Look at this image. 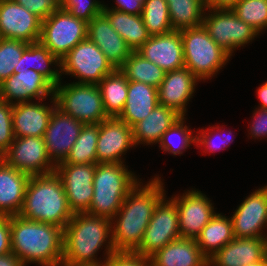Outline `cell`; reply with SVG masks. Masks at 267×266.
Listing matches in <instances>:
<instances>
[{"instance_id":"cell-1","label":"cell","mask_w":267,"mask_h":266,"mask_svg":"<svg viewBox=\"0 0 267 266\" xmlns=\"http://www.w3.org/2000/svg\"><path fill=\"white\" fill-rule=\"evenodd\" d=\"M141 180L129 191L111 220L112 242L116 252H135L142 242L155 207L165 197L161 178L147 184ZM115 221H114V220Z\"/></svg>"},{"instance_id":"cell-2","label":"cell","mask_w":267,"mask_h":266,"mask_svg":"<svg viewBox=\"0 0 267 266\" xmlns=\"http://www.w3.org/2000/svg\"><path fill=\"white\" fill-rule=\"evenodd\" d=\"M104 244L106 258L99 261L96 253ZM114 253L110 219L87 212L73 214L63 229L62 266H103Z\"/></svg>"},{"instance_id":"cell-3","label":"cell","mask_w":267,"mask_h":266,"mask_svg":"<svg viewBox=\"0 0 267 266\" xmlns=\"http://www.w3.org/2000/svg\"><path fill=\"white\" fill-rule=\"evenodd\" d=\"M10 232L11 252L24 266H62V228L15 215L10 216Z\"/></svg>"},{"instance_id":"cell-4","label":"cell","mask_w":267,"mask_h":266,"mask_svg":"<svg viewBox=\"0 0 267 266\" xmlns=\"http://www.w3.org/2000/svg\"><path fill=\"white\" fill-rule=\"evenodd\" d=\"M19 216L62 229L72 218L61 179L52 172L30 176Z\"/></svg>"},{"instance_id":"cell-5","label":"cell","mask_w":267,"mask_h":266,"mask_svg":"<svg viewBox=\"0 0 267 266\" xmlns=\"http://www.w3.org/2000/svg\"><path fill=\"white\" fill-rule=\"evenodd\" d=\"M138 181L125 164L97 163L93 179V199L87 213L112 220Z\"/></svg>"},{"instance_id":"cell-6","label":"cell","mask_w":267,"mask_h":266,"mask_svg":"<svg viewBox=\"0 0 267 266\" xmlns=\"http://www.w3.org/2000/svg\"><path fill=\"white\" fill-rule=\"evenodd\" d=\"M179 31L185 67L199 80L213 78L230 60V55L216 44L203 25Z\"/></svg>"},{"instance_id":"cell-7","label":"cell","mask_w":267,"mask_h":266,"mask_svg":"<svg viewBox=\"0 0 267 266\" xmlns=\"http://www.w3.org/2000/svg\"><path fill=\"white\" fill-rule=\"evenodd\" d=\"M61 81L55 86L54 96L57 107L65 114L84 125L99 124L109 117L105 113L101 91L96 84L67 83Z\"/></svg>"},{"instance_id":"cell-8","label":"cell","mask_w":267,"mask_h":266,"mask_svg":"<svg viewBox=\"0 0 267 266\" xmlns=\"http://www.w3.org/2000/svg\"><path fill=\"white\" fill-rule=\"evenodd\" d=\"M88 23L61 8L41 23L39 42L61 60L79 42L87 39Z\"/></svg>"},{"instance_id":"cell-9","label":"cell","mask_w":267,"mask_h":266,"mask_svg":"<svg viewBox=\"0 0 267 266\" xmlns=\"http://www.w3.org/2000/svg\"><path fill=\"white\" fill-rule=\"evenodd\" d=\"M60 62L61 74L77 77V83L97 85L115 70L99 47L88 38L79 42Z\"/></svg>"},{"instance_id":"cell-10","label":"cell","mask_w":267,"mask_h":266,"mask_svg":"<svg viewBox=\"0 0 267 266\" xmlns=\"http://www.w3.org/2000/svg\"><path fill=\"white\" fill-rule=\"evenodd\" d=\"M204 14L203 26L210 37L230 56L237 48L255 39L259 33L246 24L231 10V8H207Z\"/></svg>"},{"instance_id":"cell-11","label":"cell","mask_w":267,"mask_h":266,"mask_svg":"<svg viewBox=\"0 0 267 266\" xmlns=\"http://www.w3.org/2000/svg\"><path fill=\"white\" fill-rule=\"evenodd\" d=\"M181 238L176 204L166 196L155 207L140 247L134 252L149 258L170 242Z\"/></svg>"},{"instance_id":"cell-12","label":"cell","mask_w":267,"mask_h":266,"mask_svg":"<svg viewBox=\"0 0 267 266\" xmlns=\"http://www.w3.org/2000/svg\"><path fill=\"white\" fill-rule=\"evenodd\" d=\"M96 164L59 163L55 172L62 181L68 206L73 214L88 212L93 199Z\"/></svg>"},{"instance_id":"cell-13","label":"cell","mask_w":267,"mask_h":266,"mask_svg":"<svg viewBox=\"0 0 267 266\" xmlns=\"http://www.w3.org/2000/svg\"><path fill=\"white\" fill-rule=\"evenodd\" d=\"M3 160L30 176L50 174L56 167L48 157L43 137H15Z\"/></svg>"},{"instance_id":"cell-14","label":"cell","mask_w":267,"mask_h":266,"mask_svg":"<svg viewBox=\"0 0 267 266\" xmlns=\"http://www.w3.org/2000/svg\"><path fill=\"white\" fill-rule=\"evenodd\" d=\"M185 193V194H184ZM170 198L177 206L181 238L195 239L216 214L213 203L200 190H188Z\"/></svg>"},{"instance_id":"cell-15","label":"cell","mask_w":267,"mask_h":266,"mask_svg":"<svg viewBox=\"0 0 267 266\" xmlns=\"http://www.w3.org/2000/svg\"><path fill=\"white\" fill-rule=\"evenodd\" d=\"M55 86L32 69H19L0 84V100L9 104L31 102L54 96ZM14 100V101H13Z\"/></svg>"},{"instance_id":"cell-16","label":"cell","mask_w":267,"mask_h":266,"mask_svg":"<svg viewBox=\"0 0 267 266\" xmlns=\"http://www.w3.org/2000/svg\"><path fill=\"white\" fill-rule=\"evenodd\" d=\"M83 125L57 106L54 108L43 139L48 157L55 166L66 160Z\"/></svg>"},{"instance_id":"cell-17","label":"cell","mask_w":267,"mask_h":266,"mask_svg":"<svg viewBox=\"0 0 267 266\" xmlns=\"http://www.w3.org/2000/svg\"><path fill=\"white\" fill-rule=\"evenodd\" d=\"M42 20L13 0L0 3V38L39 42Z\"/></svg>"},{"instance_id":"cell-18","label":"cell","mask_w":267,"mask_h":266,"mask_svg":"<svg viewBox=\"0 0 267 266\" xmlns=\"http://www.w3.org/2000/svg\"><path fill=\"white\" fill-rule=\"evenodd\" d=\"M134 146L133 129L126 122L109 117L99 123L97 163L124 164L121 156Z\"/></svg>"},{"instance_id":"cell-19","label":"cell","mask_w":267,"mask_h":266,"mask_svg":"<svg viewBox=\"0 0 267 266\" xmlns=\"http://www.w3.org/2000/svg\"><path fill=\"white\" fill-rule=\"evenodd\" d=\"M234 237L259 238L265 237L262 229L267 226V195L261 187L252 192L237 207L230 217Z\"/></svg>"},{"instance_id":"cell-20","label":"cell","mask_w":267,"mask_h":266,"mask_svg":"<svg viewBox=\"0 0 267 266\" xmlns=\"http://www.w3.org/2000/svg\"><path fill=\"white\" fill-rule=\"evenodd\" d=\"M136 52L165 72L185 67L183 43L179 30L150 36Z\"/></svg>"},{"instance_id":"cell-21","label":"cell","mask_w":267,"mask_h":266,"mask_svg":"<svg viewBox=\"0 0 267 266\" xmlns=\"http://www.w3.org/2000/svg\"><path fill=\"white\" fill-rule=\"evenodd\" d=\"M198 81L200 80L186 67L166 72L157 88L159 105L171 108L185 117L187 103L192 98Z\"/></svg>"},{"instance_id":"cell-22","label":"cell","mask_w":267,"mask_h":266,"mask_svg":"<svg viewBox=\"0 0 267 266\" xmlns=\"http://www.w3.org/2000/svg\"><path fill=\"white\" fill-rule=\"evenodd\" d=\"M267 257V238H234L208 259V266H245Z\"/></svg>"},{"instance_id":"cell-23","label":"cell","mask_w":267,"mask_h":266,"mask_svg":"<svg viewBox=\"0 0 267 266\" xmlns=\"http://www.w3.org/2000/svg\"><path fill=\"white\" fill-rule=\"evenodd\" d=\"M43 100L38 103L33 101L13 105L12 124L15 137L44 136L51 114L57 104L55 96L49 99L52 100V106L45 105L42 103Z\"/></svg>"},{"instance_id":"cell-24","label":"cell","mask_w":267,"mask_h":266,"mask_svg":"<svg viewBox=\"0 0 267 266\" xmlns=\"http://www.w3.org/2000/svg\"><path fill=\"white\" fill-rule=\"evenodd\" d=\"M87 38L99 47L115 69L133 52L103 13L88 22Z\"/></svg>"},{"instance_id":"cell-25","label":"cell","mask_w":267,"mask_h":266,"mask_svg":"<svg viewBox=\"0 0 267 266\" xmlns=\"http://www.w3.org/2000/svg\"><path fill=\"white\" fill-rule=\"evenodd\" d=\"M30 175L0 163V215L15 216L22 209Z\"/></svg>"},{"instance_id":"cell-26","label":"cell","mask_w":267,"mask_h":266,"mask_svg":"<svg viewBox=\"0 0 267 266\" xmlns=\"http://www.w3.org/2000/svg\"><path fill=\"white\" fill-rule=\"evenodd\" d=\"M151 266H208L196 239L179 238L149 257Z\"/></svg>"},{"instance_id":"cell-27","label":"cell","mask_w":267,"mask_h":266,"mask_svg":"<svg viewBox=\"0 0 267 266\" xmlns=\"http://www.w3.org/2000/svg\"><path fill=\"white\" fill-rule=\"evenodd\" d=\"M158 104L156 87L142 82L128 81L126 103L117 118L133 127L147 117Z\"/></svg>"},{"instance_id":"cell-28","label":"cell","mask_w":267,"mask_h":266,"mask_svg":"<svg viewBox=\"0 0 267 266\" xmlns=\"http://www.w3.org/2000/svg\"><path fill=\"white\" fill-rule=\"evenodd\" d=\"M181 117L175 110L158 104L147 117L132 127L135 145L159 144L163 134Z\"/></svg>"},{"instance_id":"cell-29","label":"cell","mask_w":267,"mask_h":266,"mask_svg":"<svg viewBox=\"0 0 267 266\" xmlns=\"http://www.w3.org/2000/svg\"><path fill=\"white\" fill-rule=\"evenodd\" d=\"M103 7V14L110 21L115 31L126 41L132 51H137L149 38L141 14L133 15Z\"/></svg>"},{"instance_id":"cell-30","label":"cell","mask_w":267,"mask_h":266,"mask_svg":"<svg viewBox=\"0 0 267 266\" xmlns=\"http://www.w3.org/2000/svg\"><path fill=\"white\" fill-rule=\"evenodd\" d=\"M234 238L231 219L216 213L195 239L201 253L210 259Z\"/></svg>"},{"instance_id":"cell-31","label":"cell","mask_w":267,"mask_h":266,"mask_svg":"<svg viewBox=\"0 0 267 266\" xmlns=\"http://www.w3.org/2000/svg\"><path fill=\"white\" fill-rule=\"evenodd\" d=\"M53 65L59 69L53 68ZM61 62L40 42L29 43L18 62V69H32L46 77L54 86L61 81ZM53 69H51V67Z\"/></svg>"},{"instance_id":"cell-32","label":"cell","mask_w":267,"mask_h":266,"mask_svg":"<svg viewBox=\"0 0 267 266\" xmlns=\"http://www.w3.org/2000/svg\"><path fill=\"white\" fill-rule=\"evenodd\" d=\"M97 85L101 91L105 113L108 117H118L127 99L128 80L125 75L119 69H115Z\"/></svg>"},{"instance_id":"cell-33","label":"cell","mask_w":267,"mask_h":266,"mask_svg":"<svg viewBox=\"0 0 267 266\" xmlns=\"http://www.w3.org/2000/svg\"><path fill=\"white\" fill-rule=\"evenodd\" d=\"M173 30L197 27L203 24L204 0H166Z\"/></svg>"},{"instance_id":"cell-34","label":"cell","mask_w":267,"mask_h":266,"mask_svg":"<svg viewBox=\"0 0 267 266\" xmlns=\"http://www.w3.org/2000/svg\"><path fill=\"white\" fill-rule=\"evenodd\" d=\"M119 70L128 81L142 82L156 88L159 87L166 75L162 68L144 59L136 51L130 54Z\"/></svg>"},{"instance_id":"cell-35","label":"cell","mask_w":267,"mask_h":266,"mask_svg":"<svg viewBox=\"0 0 267 266\" xmlns=\"http://www.w3.org/2000/svg\"><path fill=\"white\" fill-rule=\"evenodd\" d=\"M99 136V124H86L81 128L79 137L71 147L64 162L68 164H97L96 145Z\"/></svg>"},{"instance_id":"cell-36","label":"cell","mask_w":267,"mask_h":266,"mask_svg":"<svg viewBox=\"0 0 267 266\" xmlns=\"http://www.w3.org/2000/svg\"><path fill=\"white\" fill-rule=\"evenodd\" d=\"M141 16L150 36L173 31L166 0H146Z\"/></svg>"},{"instance_id":"cell-37","label":"cell","mask_w":267,"mask_h":266,"mask_svg":"<svg viewBox=\"0 0 267 266\" xmlns=\"http://www.w3.org/2000/svg\"><path fill=\"white\" fill-rule=\"evenodd\" d=\"M231 10L258 33L267 29V0H239Z\"/></svg>"},{"instance_id":"cell-38","label":"cell","mask_w":267,"mask_h":266,"mask_svg":"<svg viewBox=\"0 0 267 266\" xmlns=\"http://www.w3.org/2000/svg\"><path fill=\"white\" fill-rule=\"evenodd\" d=\"M28 44L21 40L0 38V84L19 70L18 62Z\"/></svg>"},{"instance_id":"cell-39","label":"cell","mask_w":267,"mask_h":266,"mask_svg":"<svg viewBox=\"0 0 267 266\" xmlns=\"http://www.w3.org/2000/svg\"><path fill=\"white\" fill-rule=\"evenodd\" d=\"M185 119V117H181L163 134L159 142V147L161 148V150L174 154L176 156L178 154L181 155L187 149V147H190L191 144L196 143V136H192L193 131L190 130L188 126L184 125ZM175 136H177L178 138L180 137V146L175 145L173 140Z\"/></svg>"},{"instance_id":"cell-40","label":"cell","mask_w":267,"mask_h":266,"mask_svg":"<svg viewBox=\"0 0 267 266\" xmlns=\"http://www.w3.org/2000/svg\"><path fill=\"white\" fill-rule=\"evenodd\" d=\"M103 7L104 4L99 0H61L62 10L87 23L102 14Z\"/></svg>"},{"instance_id":"cell-41","label":"cell","mask_w":267,"mask_h":266,"mask_svg":"<svg viewBox=\"0 0 267 266\" xmlns=\"http://www.w3.org/2000/svg\"><path fill=\"white\" fill-rule=\"evenodd\" d=\"M220 129V130H219ZM213 130H218L217 133L218 135H220L218 137L217 133ZM222 128H219V126H213V127H210L209 129H200V131L198 132V135L196 134V143L195 145L198 147H201L203 146L205 148V151L204 152H209V153H214L215 151H220V150H223L225 149V147L229 146L228 144H230L231 142H233L234 140L231 139L230 137V134H232L231 130L229 131V135H221L219 133H222L223 131H221ZM212 131V132H211ZM213 132H214V135H213ZM200 134V135H199ZM215 138H222V139H218V143H215ZM219 142H221L220 145ZM209 150V151H208Z\"/></svg>"},{"instance_id":"cell-42","label":"cell","mask_w":267,"mask_h":266,"mask_svg":"<svg viewBox=\"0 0 267 266\" xmlns=\"http://www.w3.org/2000/svg\"><path fill=\"white\" fill-rule=\"evenodd\" d=\"M13 105L0 100V151L4 154L14 141L12 124Z\"/></svg>"},{"instance_id":"cell-43","label":"cell","mask_w":267,"mask_h":266,"mask_svg":"<svg viewBox=\"0 0 267 266\" xmlns=\"http://www.w3.org/2000/svg\"><path fill=\"white\" fill-rule=\"evenodd\" d=\"M35 14L41 20L46 19L52 13L61 8V0H13Z\"/></svg>"},{"instance_id":"cell-44","label":"cell","mask_w":267,"mask_h":266,"mask_svg":"<svg viewBox=\"0 0 267 266\" xmlns=\"http://www.w3.org/2000/svg\"><path fill=\"white\" fill-rule=\"evenodd\" d=\"M103 266H151L150 259L134 252H116L105 261Z\"/></svg>"},{"instance_id":"cell-45","label":"cell","mask_w":267,"mask_h":266,"mask_svg":"<svg viewBox=\"0 0 267 266\" xmlns=\"http://www.w3.org/2000/svg\"><path fill=\"white\" fill-rule=\"evenodd\" d=\"M253 113V120L250 125L251 137L257 138L267 136V110L255 108Z\"/></svg>"},{"instance_id":"cell-46","label":"cell","mask_w":267,"mask_h":266,"mask_svg":"<svg viewBox=\"0 0 267 266\" xmlns=\"http://www.w3.org/2000/svg\"><path fill=\"white\" fill-rule=\"evenodd\" d=\"M11 253L10 216L0 215V256Z\"/></svg>"},{"instance_id":"cell-47","label":"cell","mask_w":267,"mask_h":266,"mask_svg":"<svg viewBox=\"0 0 267 266\" xmlns=\"http://www.w3.org/2000/svg\"><path fill=\"white\" fill-rule=\"evenodd\" d=\"M115 2L117 7L114 6L111 9L138 15L142 13L146 0H115Z\"/></svg>"},{"instance_id":"cell-48","label":"cell","mask_w":267,"mask_h":266,"mask_svg":"<svg viewBox=\"0 0 267 266\" xmlns=\"http://www.w3.org/2000/svg\"><path fill=\"white\" fill-rule=\"evenodd\" d=\"M207 8H232L239 0H204Z\"/></svg>"},{"instance_id":"cell-49","label":"cell","mask_w":267,"mask_h":266,"mask_svg":"<svg viewBox=\"0 0 267 266\" xmlns=\"http://www.w3.org/2000/svg\"><path fill=\"white\" fill-rule=\"evenodd\" d=\"M0 266H24V264L11 252L0 256Z\"/></svg>"},{"instance_id":"cell-50","label":"cell","mask_w":267,"mask_h":266,"mask_svg":"<svg viewBox=\"0 0 267 266\" xmlns=\"http://www.w3.org/2000/svg\"><path fill=\"white\" fill-rule=\"evenodd\" d=\"M257 96L261 103L258 108L267 110V81L257 89Z\"/></svg>"},{"instance_id":"cell-51","label":"cell","mask_w":267,"mask_h":266,"mask_svg":"<svg viewBox=\"0 0 267 266\" xmlns=\"http://www.w3.org/2000/svg\"><path fill=\"white\" fill-rule=\"evenodd\" d=\"M245 266H264V260L262 262H257V263L245 265Z\"/></svg>"},{"instance_id":"cell-52","label":"cell","mask_w":267,"mask_h":266,"mask_svg":"<svg viewBox=\"0 0 267 266\" xmlns=\"http://www.w3.org/2000/svg\"><path fill=\"white\" fill-rule=\"evenodd\" d=\"M3 161V153L0 151V163Z\"/></svg>"},{"instance_id":"cell-53","label":"cell","mask_w":267,"mask_h":266,"mask_svg":"<svg viewBox=\"0 0 267 266\" xmlns=\"http://www.w3.org/2000/svg\"><path fill=\"white\" fill-rule=\"evenodd\" d=\"M265 190V193L267 195V185L262 187Z\"/></svg>"},{"instance_id":"cell-54","label":"cell","mask_w":267,"mask_h":266,"mask_svg":"<svg viewBox=\"0 0 267 266\" xmlns=\"http://www.w3.org/2000/svg\"><path fill=\"white\" fill-rule=\"evenodd\" d=\"M264 266H267V257L264 259Z\"/></svg>"}]
</instances>
